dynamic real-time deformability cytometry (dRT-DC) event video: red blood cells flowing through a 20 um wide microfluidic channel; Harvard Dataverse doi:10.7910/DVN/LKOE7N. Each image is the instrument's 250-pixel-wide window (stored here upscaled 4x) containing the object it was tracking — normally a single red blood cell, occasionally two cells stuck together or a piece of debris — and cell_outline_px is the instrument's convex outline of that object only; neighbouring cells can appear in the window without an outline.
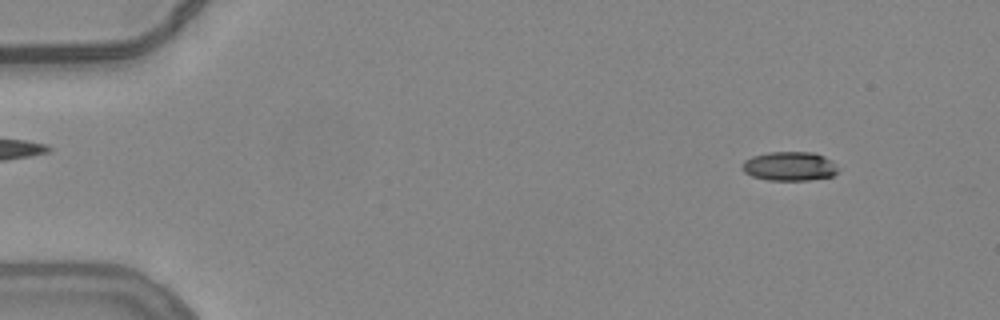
{"species": "common noctule bat (a hibernating species)", "species_latin": "Nyctalus noctula", "temperature_condition": "warm", "stored_images_in_passage": 55, "camera_frame_rate_fps": 3000, "um_per_image_px": 0.085, "animal": {"sex": "female", "body_mass_g": 24.6, "forearm_length_mm": 56.2}, "frame": {"image": 1, "passage_image": 6, "time_ms": 1.667, "image_size_px": [1000, 320], "cell_outline_px": [[836, 172], [832, 176], [808, 180], [768, 180], [752, 176], [744, 172], [744, 160], [752, 156], [768, 152], [812, 152], [824, 156], [832, 160], [836, 168]], "centroid_in_image_um": [67.1, 14.12], "position_along_channel_um": 17.9, "area_um2": 16.07}}
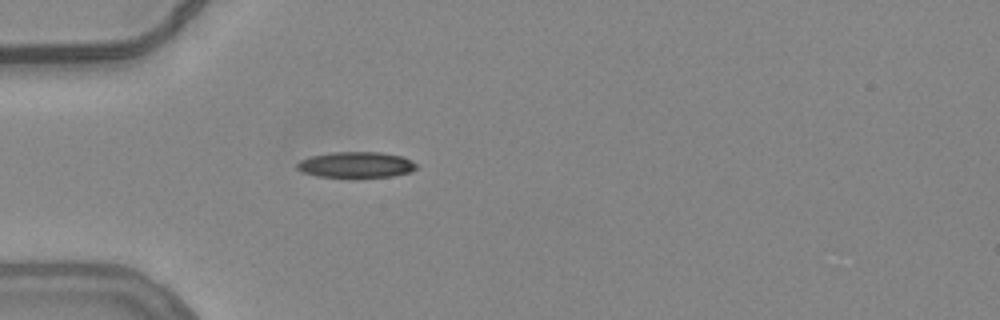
{"frame": {"image": 2, "passage_image": 17, "time_ms": 5.333, "image_size_px": [1000, 320], "cell_outline_px": [[416, 168], [412, 172], [392, 176], [316, 176], [304, 172], [296, 168], [296, 164], [300, 160], [312, 156], [332, 152], [380, 152], [404, 156], [416, 164]], "centroid_in_image_um": [30.29, 13.98], "position_along_channel_um": 54.7, "area_um2": 17.69}}
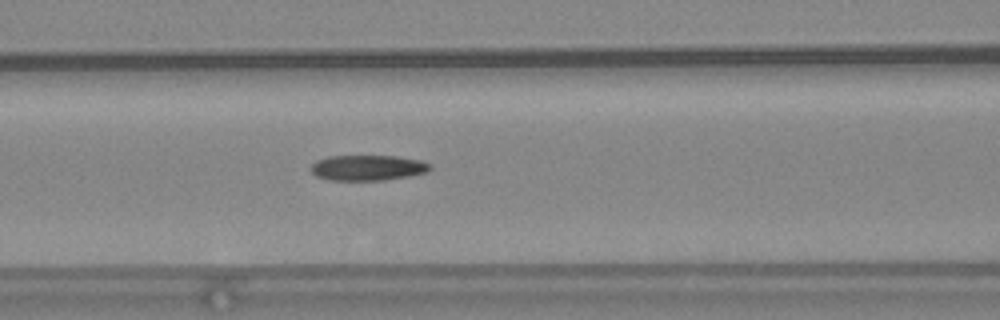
{"frame": {"image": 3, "passage_image": 24, "time_ms": 7.667, "image_size_px": [1000, 320], "cell_outline_px": [[432, 168], [424, 172], [408, 176], [384, 180], [328, 180], [316, 176], [312, 172], [312, 164], [316, 160], [328, 156], [396, 156], [420, 160], [432, 164]], "centroid_in_image_um": [31.25, 14.25], "position_along_channel_um": 135.4, "area_um2": 17.63}, "authors_computed_cell_mechanics": {"area_um2": 17.629, "velocity_mm_per_s": 3.8222, "shape_relaxation_time_tau1_ms": null, "shape_relaxation_time_tau2_ms": 5.0484, "deformation_change_tau1": null, "deformation_change_tau2": 0.1571}}